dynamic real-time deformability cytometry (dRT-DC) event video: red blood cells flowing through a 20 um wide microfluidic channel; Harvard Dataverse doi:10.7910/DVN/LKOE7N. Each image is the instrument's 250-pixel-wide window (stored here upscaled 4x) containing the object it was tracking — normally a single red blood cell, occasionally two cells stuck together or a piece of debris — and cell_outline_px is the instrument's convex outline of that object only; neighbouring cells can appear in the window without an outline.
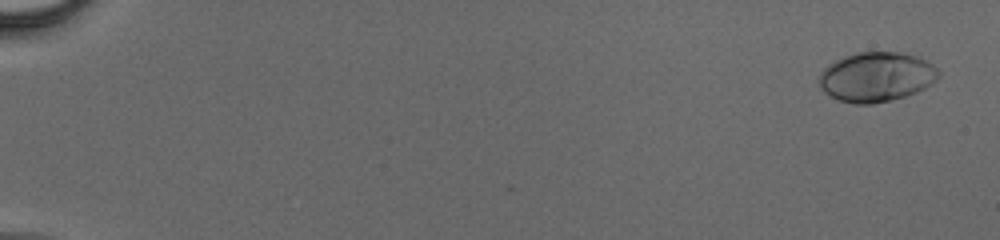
{"species": "human", "species_latin": "Homo sapiens", "temperature_condition": "cold", "stored_images_in_passage": 28, "camera_frame_rate_fps": 3000, "um_per_image_px": 0.085, "donor": {"sex": "male"}, "frame": {"image": 1, "passage_image": 2, "time_ms": 0.333, "image_size_px": [1000, 240], "cell_outline_px": [[940, 76], [936, 80], [924, 88], [916, 92], [904, 96], [872, 104], [856, 104], [840, 100], [824, 92], [820, 88], [820, 72], [828, 64], [844, 56], [860, 52], [904, 52], [916, 56], [932, 64], [940, 72]], "centroid_in_image_um": [74.49, 6.52], "position_along_channel_um": 10.5, "area_um2": 34.33}}
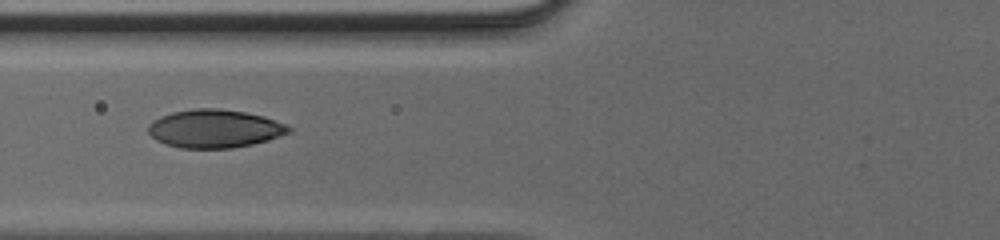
{"frame": {"image": 2, "passage_image": 21, "time_ms": 6.667, "image_size_px": [1000, 240], "cell_outline_px": [[292, 132], [268, 140], [252, 144], [232, 148], [180, 148], [164, 144], [156, 140], [148, 132], [148, 124], [152, 120], [160, 116], [172, 112], [196, 108], [220, 108], [244, 112], [264, 116], [284, 124], [292, 128]], "centroid_in_image_um": [18.22, 10.93], "position_along_channel_um": 107.6, "area_um2": 31.44}}
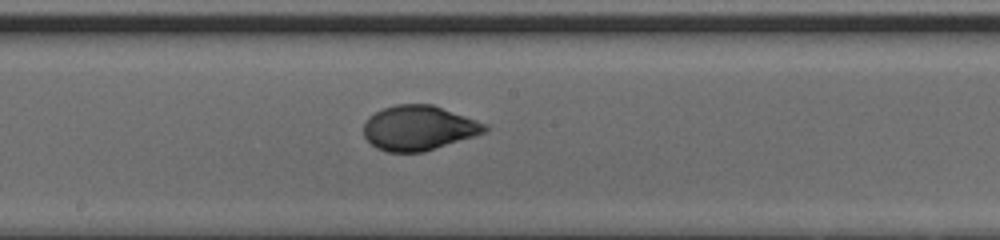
{"frame": {"image": 3, "passage_image": 28, "time_ms": 9.0, "image_size_px": [1000, 240], "cell_outline_px": [[492, 128], [488, 132], [476, 136], [424, 152], [388, 152], [376, 148], [364, 136], [364, 124], [368, 116], [384, 108], [396, 104], [432, 104], [488, 124]], "centroid_in_image_um": [35.64, 10.88], "position_along_channel_um": 212.6, "area_um2": 31.91}}